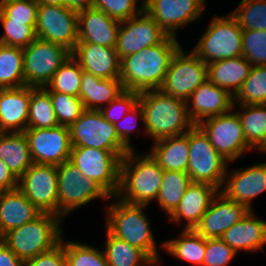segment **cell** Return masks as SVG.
<instances>
[{
    "instance_id": "b9f144b4",
    "label": "cell",
    "mask_w": 266,
    "mask_h": 266,
    "mask_svg": "<svg viewBox=\"0 0 266 266\" xmlns=\"http://www.w3.org/2000/svg\"><path fill=\"white\" fill-rule=\"evenodd\" d=\"M0 22L4 29V33L0 37V44L25 48L37 38L36 25H26L24 22L10 21L1 11Z\"/></svg>"
},
{
    "instance_id": "60d3db41",
    "label": "cell",
    "mask_w": 266,
    "mask_h": 266,
    "mask_svg": "<svg viewBox=\"0 0 266 266\" xmlns=\"http://www.w3.org/2000/svg\"><path fill=\"white\" fill-rule=\"evenodd\" d=\"M60 243L64 246L66 266H108L103 250L73 241Z\"/></svg>"
},
{
    "instance_id": "7402d4cb",
    "label": "cell",
    "mask_w": 266,
    "mask_h": 266,
    "mask_svg": "<svg viewBox=\"0 0 266 266\" xmlns=\"http://www.w3.org/2000/svg\"><path fill=\"white\" fill-rule=\"evenodd\" d=\"M121 21L95 7L78 12V42L115 47Z\"/></svg>"
},
{
    "instance_id": "484cf974",
    "label": "cell",
    "mask_w": 266,
    "mask_h": 266,
    "mask_svg": "<svg viewBox=\"0 0 266 266\" xmlns=\"http://www.w3.org/2000/svg\"><path fill=\"white\" fill-rule=\"evenodd\" d=\"M236 252H256L266 245V221L257 219L251 210L242 220L227 229L220 237Z\"/></svg>"
},
{
    "instance_id": "681fc988",
    "label": "cell",
    "mask_w": 266,
    "mask_h": 266,
    "mask_svg": "<svg viewBox=\"0 0 266 266\" xmlns=\"http://www.w3.org/2000/svg\"><path fill=\"white\" fill-rule=\"evenodd\" d=\"M138 117L141 118L143 122V111L139 102L123 117L125 124L123 123V119L121 120L123 124L120 121L114 124L119 139L130 151L134 150L130 143V137L137 124Z\"/></svg>"
},
{
    "instance_id": "6da1fadb",
    "label": "cell",
    "mask_w": 266,
    "mask_h": 266,
    "mask_svg": "<svg viewBox=\"0 0 266 266\" xmlns=\"http://www.w3.org/2000/svg\"><path fill=\"white\" fill-rule=\"evenodd\" d=\"M180 47L177 37L168 36L158 45L122 58L119 79L124 90L142 92L160 89L170 61Z\"/></svg>"
},
{
    "instance_id": "f1b7e54d",
    "label": "cell",
    "mask_w": 266,
    "mask_h": 266,
    "mask_svg": "<svg viewBox=\"0 0 266 266\" xmlns=\"http://www.w3.org/2000/svg\"><path fill=\"white\" fill-rule=\"evenodd\" d=\"M123 91L124 88L119 78L102 79L83 71L79 98L85 109L100 110L103 104L107 106Z\"/></svg>"
},
{
    "instance_id": "603a6c76",
    "label": "cell",
    "mask_w": 266,
    "mask_h": 266,
    "mask_svg": "<svg viewBox=\"0 0 266 266\" xmlns=\"http://www.w3.org/2000/svg\"><path fill=\"white\" fill-rule=\"evenodd\" d=\"M71 55L83 71L102 79L120 77L121 60L112 47L94 43H77Z\"/></svg>"
},
{
    "instance_id": "f5cc1de1",
    "label": "cell",
    "mask_w": 266,
    "mask_h": 266,
    "mask_svg": "<svg viewBox=\"0 0 266 266\" xmlns=\"http://www.w3.org/2000/svg\"><path fill=\"white\" fill-rule=\"evenodd\" d=\"M0 266H24V262L4 242H0Z\"/></svg>"
},
{
    "instance_id": "9c48e42d",
    "label": "cell",
    "mask_w": 266,
    "mask_h": 266,
    "mask_svg": "<svg viewBox=\"0 0 266 266\" xmlns=\"http://www.w3.org/2000/svg\"><path fill=\"white\" fill-rule=\"evenodd\" d=\"M58 216L65 219L70 212L95 200L110 196L93 180L84 175L69 160L57 166Z\"/></svg>"
},
{
    "instance_id": "f907efd6",
    "label": "cell",
    "mask_w": 266,
    "mask_h": 266,
    "mask_svg": "<svg viewBox=\"0 0 266 266\" xmlns=\"http://www.w3.org/2000/svg\"><path fill=\"white\" fill-rule=\"evenodd\" d=\"M24 266H66L64 246L59 243L50 251L25 261Z\"/></svg>"
},
{
    "instance_id": "f6af8a7d",
    "label": "cell",
    "mask_w": 266,
    "mask_h": 266,
    "mask_svg": "<svg viewBox=\"0 0 266 266\" xmlns=\"http://www.w3.org/2000/svg\"><path fill=\"white\" fill-rule=\"evenodd\" d=\"M0 11L10 21L36 25L38 3L36 0H0Z\"/></svg>"
},
{
    "instance_id": "3957f363",
    "label": "cell",
    "mask_w": 266,
    "mask_h": 266,
    "mask_svg": "<svg viewBox=\"0 0 266 266\" xmlns=\"http://www.w3.org/2000/svg\"><path fill=\"white\" fill-rule=\"evenodd\" d=\"M146 134L157 141L185 134L194 124L187 113V102L164 94L160 89L140 92Z\"/></svg>"
},
{
    "instance_id": "4dcf8cb0",
    "label": "cell",
    "mask_w": 266,
    "mask_h": 266,
    "mask_svg": "<svg viewBox=\"0 0 266 266\" xmlns=\"http://www.w3.org/2000/svg\"><path fill=\"white\" fill-rule=\"evenodd\" d=\"M0 159L19 179L33 164L24 132H0Z\"/></svg>"
},
{
    "instance_id": "7dc6e473",
    "label": "cell",
    "mask_w": 266,
    "mask_h": 266,
    "mask_svg": "<svg viewBox=\"0 0 266 266\" xmlns=\"http://www.w3.org/2000/svg\"><path fill=\"white\" fill-rule=\"evenodd\" d=\"M138 0H92V6L102 10L110 17L119 21L127 20L139 14L144 9V0L141 6L136 7Z\"/></svg>"
},
{
    "instance_id": "d6986e66",
    "label": "cell",
    "mask_w": 266,
    "mask_h": 266,
    "mask_svg": "<svg viewBox=\"0 0 266 266\" xmlns=\"http://www.w3.org/2000/svg\"><path fill=\"white\" fill-rule=\"evenodd\" d=\"M222 186L219 191L226 198L253 210L252 200L266 191V162L226 171Z\"/></svg>"
},
{
    "instance_id": "44dd1931",
    "label": "cell",
    "mask_w": 266,
    "mask_h": 266,
    "mask_svg": "<svg viewBox=\"0 0 266 266\" xmlns=\"http://www.w3.org/2000/svg\"><path fill=\"white\" fill-rule=\"evenodd\" d=\"M186 102L189 118L197 125L207 118L233 110L234 97L207 79L194 90Z\"/></svg>"
},
{
    "instance_id": "74e56055",
    "label": "cell",
    "mask_w": 266,
    "mask_h": 266,
    "mask_svg": "<svg viewBox=\"0 0 266 266\" xmlns=\"http://www.w3.org/2000/svg\"><path fill=\"white\" fill-rule=\"evenodd\" d=\"M83 69L71 55L45 86L49 92H59L79 97Z\"/></svg>"
},
{
    "instance_id": "9f6ffc18",
    "label": "cell",
    "mask_w": 266,
    "mask_h": 266,
    "mask_svg": "<svg viewBox=\"0 0 266 266\" xmlns=\"http://www.w3.org/2000/svg\"><path fill=\"white\" fill-rule=\"evenodd\" d=\"M3 238H4V234H3L1 227H0V242H3Z\"/></svg>"
},
{
    "instance_id": "7bdbcfd3",
    "label": "cell",
    "mask_w": 266,
    "mask_h": 266,
    "mask_svg": "<svg viewBox=\"0 0 266 266\" xmlns=\"http://www.w3.org/2000/svg\"><path fill=\"white\" fill-rule=\"evenodd\" d=\"M50 99L59 125L70 127L86 110L79 97L50 92Z\"/></svg>"
},
{
    "instance_id": "836d02e7",
    "label": "cell",
    "mask_w": 266,
    "mask_h": 266,
    "mask_svg": "<svg viewBox=\"0 0 266 266\" xmlns=\"http://www.w3.org/2000/svg\"><path fill=\"white\" fill-rule=\"evenodd\" d=\"M105 257L108 266L156 265L142 250L112 235L106 229Z\"/></svg>"
},
{
    "instance_id": "4316f807",
    "label": "cell",
    "mask_w": 266,
    "mask_h": 266,
    "mask_svg": "<svg viewBox=\"0 0 266 266\" xmlns=\"http://www.w3.org/2000/svg\"><path fill=\"white\" fill-rule=\"evenodd\" d=\"M41 214L18 188L0 192V227L3 234L33 221Z\"/></svg>"
},
{
    "instance_id": "ba28073f",
    "label": "cell",
    "mask_w": 266,
    "mask_h": 266,
    "mask_svg": "<svg viewBox=\"0 0 266 266\" xmlns=\"http://www.w3.org/2000/svg\"><path fill=\"white\" fill-rule=\"evenodd\" d=\"M69 130L72 147L112 151L120 159L130 151L119 139L115 126L99 110L86 109Z\"/></svg>"
},
{
    "instance_id": "ac0fdd59",
    "label": "cell",
    "mask_w": 266,
    "mask_h": 266,
    "mask_svg": "<svg viewBox=\"0 0 266 266\" xmlns=\"http://www.w3.org/2000/svg\"><path fill=\"white\" fill-rule=\"evenodd\" d=\"M205 0H144V10L169 35L203 15Z\"/></svg>"
},
{
    "instance_id": "11a10c76",
    "label": "cell",
    "mask_w": 266,
    "mask_h": 266,
    "mask_svg": "<svg viewBox=\"0 0 266 266\" xmlns=\"http://www.w3.org/2000/svg\"><path fill=\"white\" fill-rule=\"evenodd\" d=\"M38 4L64 6V0H36Z\"/></svg>"
},
{
    "instance_id": "d6a6232c",
    "label": "cell",
    "mask_w": 266,
    "mask_h": 266,
    "mask_svg": "<svg viewBox=\"0 0 266 266\" xmlns=\"http://www.w3.org/2000/svg\"><path fill=\"white\" fill-rule=\"evenodd\" d=\"M163 249L170 255L192 263L195 266H202L205 249L206 238L199 235L194 229H183L179 238L166 240L162 244Z\"/></svg>"
},
{
    "instance_id": "f546056e",
    "label": "cell",
    "mask_w": 266,
    "mask_h": 266,
    "mask_svg": "<svg viewBox=\"0 0 266 266\" xmlns=\"http://www.w3.org/2000/svg\"><path fill=\"white\" fill-rule=\"evenodd\" d=\"M149 152L163 170L187 172L189 161L188 131L153 142Z\"/></svg>"
},
{
    "instance_id": "2e32d148",
    "label": "cell",
    "mask_w": 266,
    "mask_h": 266,
    "mask_svg": "<svg viewBox=\"0 0 266 266\" xmlns=\"http://www.w3.org/2000/svg\"><path fill=\"white\" fill-rule=\"evenodd\" d=\"M169 35L143 9L139 14L120 23L115 51L120 60L163 42Z\"/></svg>"
},
{
    "instance_id": "cb8c5ba5",
    "label": "cell",
    "mask_w": 266,
    "mask_h": 266,
    "mask_svg": "<svg viewBox=\"0 0 266 266\" xmlns=\"http://www.w3.org/2000/svg\"><path fill=\"white\" fill-rule=\"evenodd\" d=\"M218 192L219 189L213 185L192 182L169 220L178 225L185 220L186 225L183 228L194 229Z\"/></svg>"
},
{
    "instance_id": "d590c367",
    "label": "cell",
    "mask_w": 266,
    "mask_h": 266,
    "mask_svg": "<svg viewBox=\"0 0 266 266\" xmlns=\"http://www.w3.org/2000/svg\"><path fill=\"white\" fill-rule=\"evenodd\" d=\"M25 86L23 48L0 44V89Z\"/></svg>"
},
{
    "instance_id": "e575fe53",
    "label": "cell",
    "mask_w": 266,
    "mask_h": 266,
    "mask_svg": "<svg viewBox=\"0 0 266 266\" xmlns=\"http://www.w3.org/2000/svg\"><path fill=\"white\" fill-rule=\"evenodd\" d=\"M191 183L186 172L163 171L162 183L156 202L167 213L168 217L175 211Z\"/></svg>"
},
{
    "instance_id": "4fadbf2b",
    "label": "cell",
    "mask_w": 266,
    "mask_h": 266,
    "mask_svg": "<svg viewBox=\"0 0 266 266\" xmlns=\"http://www.w3.org/2000/svg\"><path fill=\"white\" fill-rule=\"evenodd\" d=\"M197 126L208 137L216 151L230 163L252 150L245 139L238 114L234 110L207 118Z\"/></svg>"
},
{
    "instance_id": "1f68e13d",
    "label": "cell",
    "mask_w": 266,
    "mask_h": 266,
    "mask_svg": "<svg viewBox=\"0 0 266 266\" xmlns=\"http://www.w3.org/2000/svg\"><path fill=\"white\" fill-rule=\"evenodd\" d=\"M239 112L245 139L252 149L266 154V104L242 105Z\"/></svg>"
},
{
    "instance_id": "bcb514c9",
    "label": "cell",
    "mask_w": 266,
    "mask_h": 266,
    "mask_svg": "<svg viewBox=\"0 0 266 266\" xmlns=\"http://www.w3.org/2000/svg\"><path fill=\"white\" fill-rule=\"evenodd\" d=\"M139 95L140 92L124 90L99 111L107 121L114 125L121 121L126 113L138 103Z\"/></svg>"
},
{
    "instance_id": "c3c4849f",
    "label": "cell",
    "mask_w": 266,
    "mask_h": 266,
    "mask_svg": "<svg viewBox=\"0 0 266 266\" xmlns=\"http://www.w3.org/2000/svg\"><path fill=\"white\" fill-rule=\"evenodd\" d=\"M236 254L237 252L221 238L206 239L202 266H229Z\"/></svg>"
},
{
    "instance_id": "db71d44e",
    "label": "cell",
    "mask_w": 266,
    "mask_h": 266,
    "mask_svg": "<svg viewBox=\"0 0 266 266\" xmlns=\"http://www.w3.org/2000/svg\"><path fill=\"white\" fill-rule=\"evenodd\" d=\"M64 6L70 10L80 12L92 7V0H64Z\"/></svg>"
},
{
    "instance_id": "8d00e7d4",
    "label": "cell",
    "mask_w": 266,
    "mask_h": 266,
    "mask_svg": "<svg viewBox=\"0 0 266 266\" xmlns=\"http://www.w3.org/2000/svg\"><path fill=\"white\" fill-rule=\"evenodd\" d=\"M59 126L50 99V92L45 88L31 87L28 110V128H54Z\"/></svg>"
},
{
    "instance_id": "8992f818",
    "label": "cell",
    "mask_w": 266,
    "mask_h": 266,
    "mask_svg": "<svg viewBox=\"0 0 266 266\" xmlns=\"http://www.w3.org/2000/svg\"><path fill=\"white\" fill-rule=\"evenodd\" d=\"M243 29L229 13L215 16L193 51L204 63L242 56Z\"/></svg>"
},
{
    "instance_id": "52a82bcc",
    "label": "cell",
    "mask_w": 266,
    "mask_h": 266,
    "mask_svg": "<svg viewBox=\"0 0 266 266\" xmlns=\"http://www.w3.org/2000/svg\"><path fill=\"white\" fill-rule=\"evenodd\" d=\"M188 145L189 161L186 173L191 182L207 183L220 190L229 162L216 151L197 125L188 130Z\"/></svg>"
},
{
    "instance_id": "f35d334b",
    "label": "cell",
    "mask_w": 266,
    "mask_h": 266,
    "mask_svg": "<svg viewBox=\"0 0 266 266\" xmlns=\"http://www.w3.org/2000/svg\"><path fill=\"white\" fill-rule=\"evenodd\" d=\"M266 104V66H252L248 77L234 96V105Z\"/></svg>"
},
{
    "instance_id": "ab89813d",
    "label": "cell",
    "mask_w": 266,
    "mask_h": 266,
    "mask_svg": "<svg viewBox=\"0 0 266 266\" xmlns=\"http://www.w3.org/2000/svg\"><path fill=\"white\" fill-rule=\"evenodd\" d=\"M230 14L243 30L266 31V0H241Z\"/></svg>"
},
{
    "instance_id": "277c9868",
    "label": "cell",
    "mask_w": 266,
    "mask_h": 266,
    "mask_svg": "<svg viewBox=\"0 0 266 266\" xmlns=\"http://www.w3.org/2000/svg\"><path fill=\"white\" fill-rule=\"evenodd\" d=\"M106 208V229L115 237L128 242L142 250L155 264H159L160 255L150 227L148 217L144 214L145 205H134L121 201Z\"/></svg>"
},
{
    "instance_id": "30bf717a",
    "label": "cell",
    "mask_w": 266,
    "mask_h": 266,
    "mask_svg": "<svg viewBox=\"0 0 266 266\" xmlns=\"http://www.w3.org/2000/svg\"><path fill=\"white\" fill-rule=\"evenodd\" d=\"M70 56L71 51L64 46L36 38L23 48L25 85L45 87Z\"/></svg>"
},
{
    "instance_id": "d4e9b609",
    "label": "cell",
    "mask_w": 266,
    "mask_h": 266,
    "mask_svg": "<svg viewBox=\"0 0 266 266\" xmlns=\"http://www.w3.org/2000/svg\"><path fill=\"white\" fill-rule=\"evenodd\" d=\"M31 87L0 89V132H24L28 128Z\"/></svg>"
},
{
    "instance_id": "5bb4252c",
    "label": "cell",
    "mask_w": 266,
    "mask_h": 266,
    "mask_svg": "<svg viewBox=\"0 0 266 266\" xmlns=\"http://www.w3.org/2000/svg\"><path fill=\"white\" fill-rule=\"evenodd\" d=\"M36 36L73 51L78 42V12L65 6L38 4Z\"/></svg>"
},
{
    "instance_id": "9a60e30c",
    "label": "cell",
    "mask_w": 266,
    "mask_h": 266,
    "mask_svg": "<svg viewBox=\"0 0 266 266\" xmlns=\"http://www.w3.org/2000/svg\"><path fill=\"white\" fill-rule=\"evenodd\" d=\"M17 188L42 213L58 216L57 166L33 163L18 179Z\"/></svg>"
},
{
    "instance_id": "ffe728a7",
    "label": "cell",
    "mask_w": 266,
    "mask_h": 266,
    "mask_svg": "<svg viewBox=\"0 0 266 266\" xmlns=\"http://www.w3.org/2000/svg\"><path fill=\"white\" fill-rule=\"evenodd\" d=\"M250 211L247 206L226 198L219 191L194 230L206 239L220 238Z\"/></svg>"
},
{
    "instance_id": "7a4b0ae2",
    "label": "cell",
    "mask_w": 266,
    "mask_h": 266,
    "mask_svg": "<svg viewBox=\"0 0 266 266\" xmlns=\"http://www.w3.org/2000/svg\"><path fill=\"white\" fill-rule=\"evenodd\" d=\"M163 169L150 153L129 151L120 162L119 188L115 195L123 202L147 206L160 191Z\"/></svg>"
},
{
    "instance_id": "5b68a950",
    "label": "cell",
    "mask_w": 266,
    "mask_h": 266,
    "mask_svg": "<svg viewBox=\"0 0 266 266\" xmlns=\"http://www.w3.org/2000/svg\"><path fill=\"white\" fill-rule=\"evenodd\" d=\"M62 219L42 213L36 219L4 234L3 242L23 262L53 249L60 243Z\"/></svg>"
},
{
    "instance_id": "8fae6325",
    "label": "cell",
    "mask_w": 266,
    "mask_h": 266,
    "mask_svg": "<svg viewBox=\"0 0 266 266\" xmlns=\"http://www.w3.org/2000/svg\"><path fill=\"white\" fill-rule=\"evenodd\" d=\"M69 161L84 177L97 183L110 197H115L121 162L115 153L92 147H72Z\"/></svg>"
},
{
    "instance_id": "83f0119b",
    "label": "cell",
    "mask_w": 266,
    "mask_h": 266,
    "mask_svg": "<svg viewBox=\"0 0 266 266\" xmlns=\"http://www.w3.org/2000/svg\"><path fill=\"white\" fill-rule=\"evenodd\" d=\"M251 67L243 55L217 60L207 64V79L234 97L248 77Z\"/></svg>"
},
{
    "instance_id": "7c38bea8",
    "label": "cell",
    "mask_w": 266,
    "mask_h": 266,
    "mask_svg": "<svg viewBox=\"0 0 266 266\" xmlns=\"http://www.w3.org/2000/svg\"><path fill=\"white\" fill-rule=\"evenodd\" d=\"M207 80V64L193 51L188 54L180 47L172 57L160 90L187 101L194 90Z\"/></svg>"
},
{
    "instance_id": "ee69618b",
    "label": "cell",
    "mask_w": 266,
    "mask_h": 266,
    "mask_svg": "<svg viewBox=\"0 0 266 266\" xmlns=\"http://www.w3.org/2000/svg\"><path fill=\"white\" fill-rule=\"evenodd\" d=\"M242 55L252 66H266V31L243 30Z\"/></svg>"
},
{
    "instance_id": "e0dca14e",
    "label": "cell",
    "mask_w": 266,
    "mask_h": 266,
    "mask_svg": "<svg viewBox=\"0 0 266 266\" xmlns=\"http://www.w3.org/2000/svg\"><path fill=\"white\" fill-rule=\"evenodd\" d=\"M24 134L33 163L59 166L70 159L69 127L27 128Z\"/></svg>"
},
{
    "instance_id": "816d5d0a",
    "label": "cell",
    "mask_w": 266,
    "mask_h": 266,
    "mask_svg": "<svg viewBox=\"0 0 266 266\" xmlns=\"http://www.w3.org/2000/svg\"><path fill=\"white\" fill-rule=\"evenodd\" d=\"M18 179L11 173L7 165L0 159V192L16 189Z\"/></svg>"
}]
</instances>
